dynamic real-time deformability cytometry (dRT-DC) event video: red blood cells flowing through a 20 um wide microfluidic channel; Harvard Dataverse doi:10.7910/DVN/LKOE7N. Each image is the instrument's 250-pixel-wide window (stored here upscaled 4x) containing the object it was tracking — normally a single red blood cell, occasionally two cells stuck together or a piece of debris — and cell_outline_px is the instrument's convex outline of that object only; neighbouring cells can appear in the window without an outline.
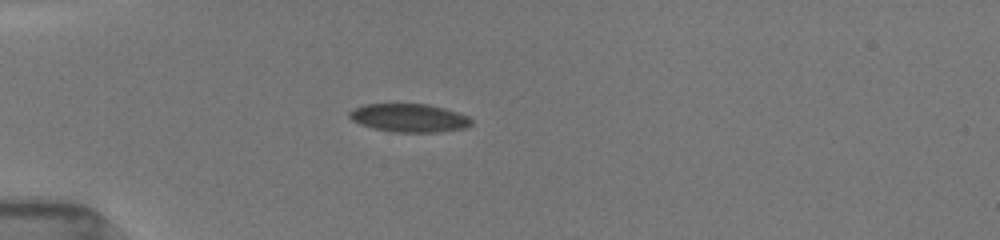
{"species": "common noctule bat (a hibernating species)", "species_latin": "Nyctalus noctula", "temperature_condition": "room temperature", "stored_images_in_passage": 30, "camera_frame_rate_fps": 3000, "um_per_image_px": 0.085, "animal": {"sex": "female", "body_mass_g": 19.5, "forearm_length_mm": 54.1}, "frame": {"image": 1, "passage_image": 22, "time_ms": 4.667, "image_size_px": [1000, 240], "cell_outline_px": [[472, 124], [460, 128], [432, 132], [396, 132], [372, 128], [360, 124], [352, 120], [348, 116], [348, 112], [364, 104], [424, 104], [456, 112], [468, 116], [472, 120]], "centroid_in_image_um": [34.71, 10.02], "position_along_channel_um": 50.3, "area_um2": 19.65}}
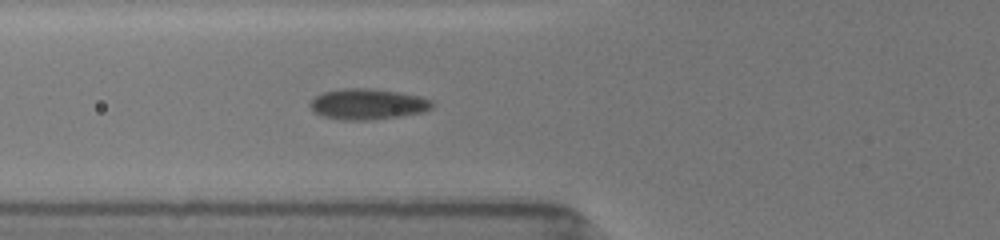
{"frame": {"image": 2, "passage_image": 30, "time_ms": 6.333, "image_size_px": [1000, 240], "cell_outline_px": [[432, 108], [424, 112], [400, 116], [372, 120], [340, 120], [324, 116], [316, 112], [308, 104], [316, 96], [324, 92], [340, 88], [372, 88], [396, 92], [416, 96], [432, 100]], "centroid_in_image_um": [31.24, 8.85], "position_along_channel_um": 94.6, "area_um2": 21.73}}